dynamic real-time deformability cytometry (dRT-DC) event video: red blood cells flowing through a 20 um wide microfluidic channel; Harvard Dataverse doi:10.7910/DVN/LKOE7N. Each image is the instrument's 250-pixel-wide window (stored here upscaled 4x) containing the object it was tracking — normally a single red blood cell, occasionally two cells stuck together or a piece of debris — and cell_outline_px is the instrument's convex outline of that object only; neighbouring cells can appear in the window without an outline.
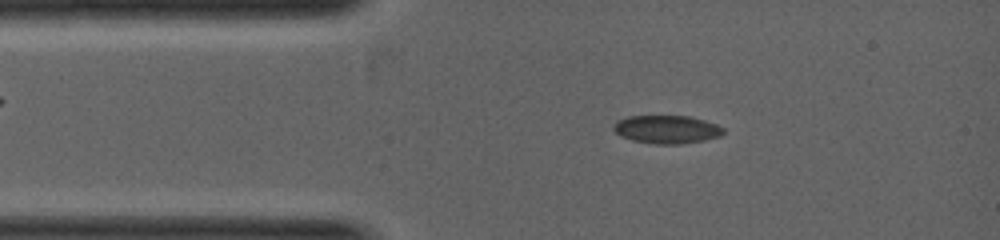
{"species": "common noctule bat (a hibernating species)", "species_latin": "Nyctalus noctula", "temperature_condition": "warm", "stored_images_in_passage": 6, "camera_frame_rate_fps": 5000, "um_per_image_px": 0.085, "animal": {"sex": "female", "body_mass_g": 19.0, "forearm_length_mm": 53.3}, "frame": {"image": 1, "passage_image": 3, "time_ms": 0.6, "image_size_px": [1000, 240], "cell_outline_px": [[724, 132], [720, 136], [704, 140], [680, 144], [656, 144], [632, 140], [620, 136], [612, 128], [612, 124], [616, 120], [628, 116], [692, 116], [716, 124], [724, 128]], "centroid_in_image_um": [56.65, 10.99], "position_along_channel_um": 28.4, "area_um2": 18.15}}
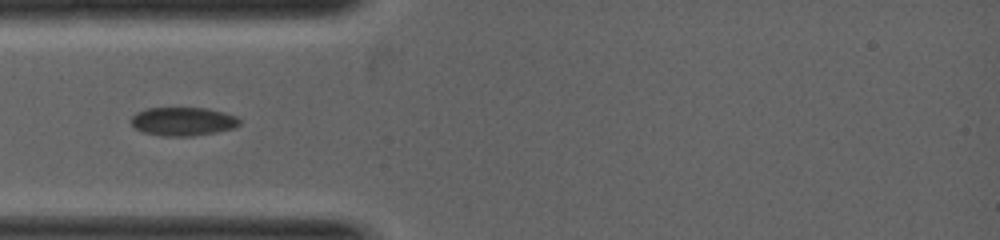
{"frame": {"image": 2, "passage_image": 6, "time_ms": 1.4, "image_size_px": [1000, 240], "cell_outline_px": [[240, 124], [232, 128], [216, 132], [192, 136], [164, 136], [144, 132], [136, 128], [132, 124], [132, 116], [136, 112], [144, 108], [208, 108], [224, 112], [236, 116], [240, 120]], "centroid_in_image_um": [15.56, 10.31], "position_along_channel_um": 69.4, "area_um2": 17.98}}